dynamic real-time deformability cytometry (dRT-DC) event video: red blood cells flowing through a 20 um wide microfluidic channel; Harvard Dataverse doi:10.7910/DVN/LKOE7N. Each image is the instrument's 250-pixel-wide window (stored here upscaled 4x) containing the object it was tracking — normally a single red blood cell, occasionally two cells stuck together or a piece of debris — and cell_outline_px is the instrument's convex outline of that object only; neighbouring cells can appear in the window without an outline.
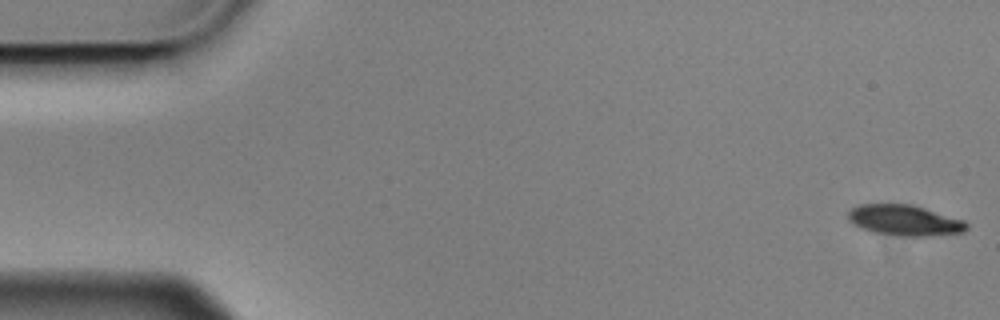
{"species": "Egyptian fruit bat (a non-hibernating species)", "species_latin": "Rousettus aegyptiacus", "temperature_condition": "cold", "stored_images_in_passage": 5, "camera_frame_rate_fps": 3000, "um_per_image_px": 0.085, "animal": {"sex": "male"}, "frame": {"image": 1, "passage_image": 1, "time_ms": 0.0, "image_size_px": [1000, 320], "cell_outline_px": [[968, 228], [964, 232], [924, 236], [904, 236], [872, 232], [856, 224], [848, 216], [848, 212], [852, 208], [860, 204], [912, 204], [964, 220], [968, 224]], "centroid_in_image_um": [76.94, 18.72], "position_along_channel_um": 8.1, "area_um2": 20.87}}
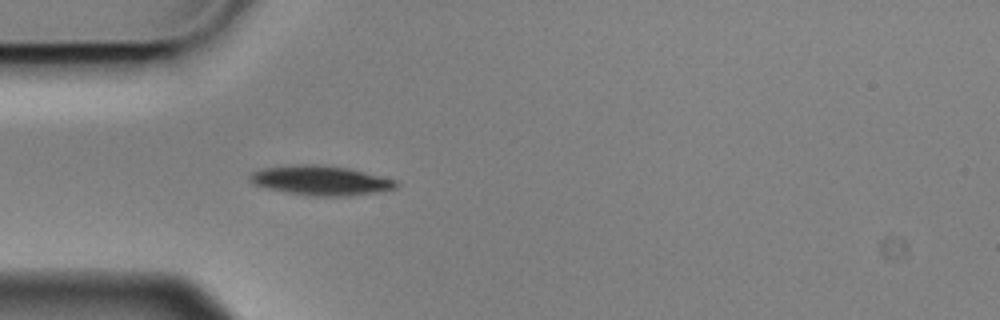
{"frame": {"image": 2, "passage_image": 5, "time_ms": 1.333, "image_size_px": [1000, 320], "cell_outline_px": [[400, 184], [396, 188], [380, 192], [348, 196], [316, 196], [288, 192], [268, 188], [252, 184], [248, 180], [248, 176], [252, 172], [260, 168], [292, 164], [320, 164], [348, 168], [396, 180]], "centroid_in_image_um": [27.24, 15.33], "position_along_channel_um": 57.8, "area_um2": 25.37}}